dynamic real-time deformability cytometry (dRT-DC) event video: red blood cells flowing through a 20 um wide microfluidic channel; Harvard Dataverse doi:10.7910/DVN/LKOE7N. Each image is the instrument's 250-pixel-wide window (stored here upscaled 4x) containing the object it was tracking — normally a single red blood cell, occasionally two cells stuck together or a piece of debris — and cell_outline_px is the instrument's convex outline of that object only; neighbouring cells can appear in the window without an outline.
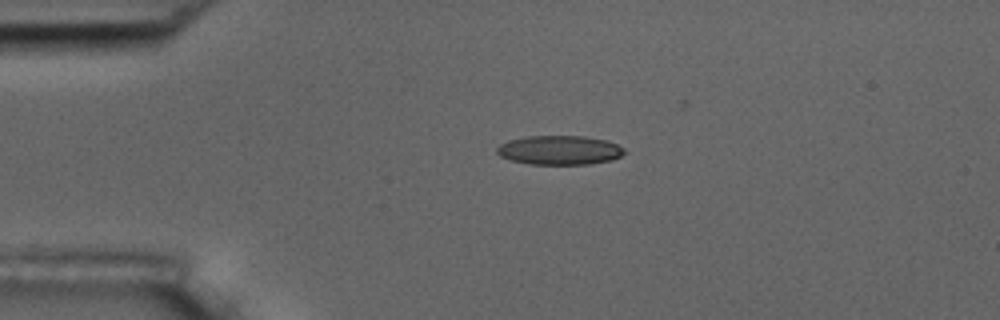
{"species": "common noctule bat (a hibernating species)", "species_latin": "Nyctalus noctula", "temperature_condition": "room temperature", "stored_images_in_passage": 4, "camera_frame_rate_fps": 3000, "um_per_image_px": 0.085, "animal": {"sex": "male", "body_mass_g": 17.5, "forearm_length_mm": 52.3}, "frame": {"image": 1, "passage_image": 3, "time_ms": 0.667, "image_size_px": [1000, 320], "cell_outline_px": [[624, 152], [620, 156], [612, 160], [588, 164], [532, 164], [512, 160], [500, 156], [496, 152], [496, 148], [500, 144], [508, 140], [528, 136], [584, 136], [608, 140], [624, 148]], "centroid_in_image_um": [47.56, 12.75], "position_along_channel_um": 37.4, "area_um2": 21.62}}